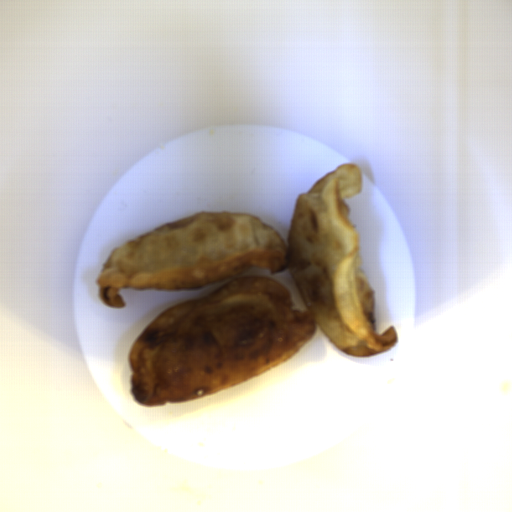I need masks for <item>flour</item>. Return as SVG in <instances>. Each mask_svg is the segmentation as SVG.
I'll list each match as a JSON object with an SVG mask.
<instances>
[{
  "mask_svg": "<svg viewBox=\"0 0 512 512\" xmlns=\"http://www.w3.org/2000/svg\"><path fill=\"white\" fill-rule=\"evenodd\" d=\"M360 166L342 164L299 194L286 245L243 212L201 211L129 239L106 259L97 299L123 308L120 289L201 290L163 311L129 351L130 388L149 406L184 404L245 383L287 362L317 333L339 352L369 357L398 343L377 333L376 291L362 273L347 200L362 194ZM288 267L308 308L292 310L285 286L244 277Z\"/></svg>",
  "mask_w": 512,
  "mask_h": 512,
  "instance_id": "1",
  "label": "flour"
}]
</instances>
